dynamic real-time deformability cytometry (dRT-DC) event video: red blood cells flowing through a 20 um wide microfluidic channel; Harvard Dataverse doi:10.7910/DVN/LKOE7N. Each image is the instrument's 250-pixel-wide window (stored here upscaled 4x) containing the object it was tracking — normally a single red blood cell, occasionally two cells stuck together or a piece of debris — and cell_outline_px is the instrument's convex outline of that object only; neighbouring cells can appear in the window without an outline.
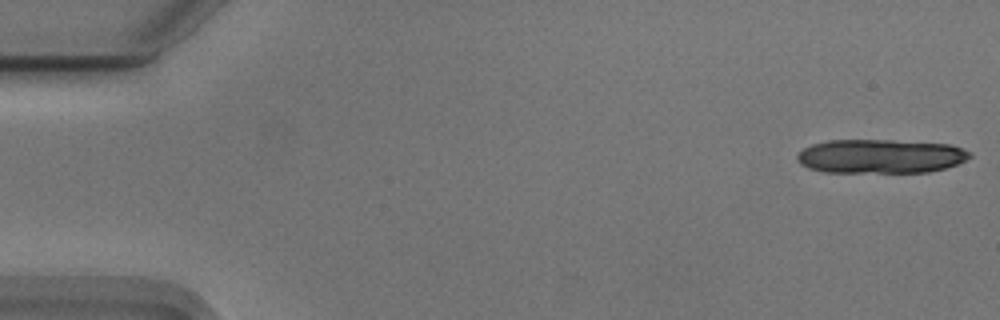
{"species": "Egyptian fruit bat (a non-hibernating species)", "species_latin": "Rousettus aegyptiacus", "temperature_condition": "cold", "stored_images_in_passage": 14, "camera_frame_rate_fps": 3000, "um_per_image_px": 0.085, "animal": {"sex": "male"}, "frame": {"image": 1, "passage_image": 1, "time_ms": 0.0, "image_size_px": [1000, 320], "cell_outline_px": [[972, 156], [956, 164], [944, 168], [928, 172], [824, 172], [808, 168], [800, 164], [796, 160], [796, 156], [804, 148], [812, 144], [828, 140], [892, 140], [948, 144], [972, 152]], "centroid_in_image_um": [74.81, 13.28], "position_along_channel_um": 10.2, "area_um2": 34.22}}